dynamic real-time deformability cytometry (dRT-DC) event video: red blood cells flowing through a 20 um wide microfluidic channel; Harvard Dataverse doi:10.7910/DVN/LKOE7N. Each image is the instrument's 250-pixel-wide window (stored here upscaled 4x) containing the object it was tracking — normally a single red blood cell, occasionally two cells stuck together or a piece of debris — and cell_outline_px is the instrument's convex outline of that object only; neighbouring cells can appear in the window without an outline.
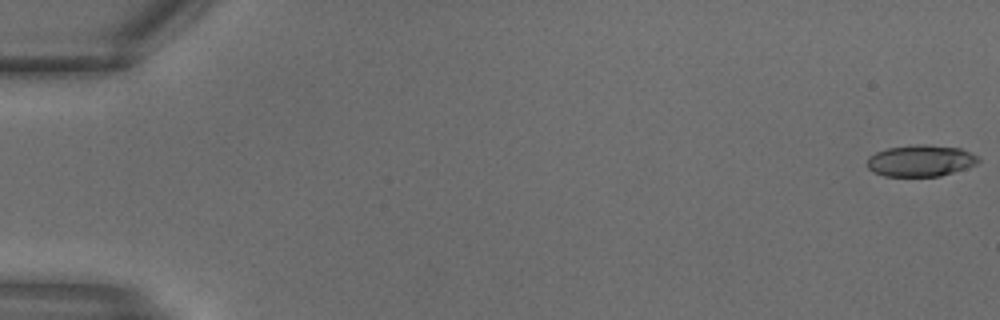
{"species": "common noctule bat (a hibernating species)", "species_latin": "Nyctalus noctula", "temperature_condition": "warm", "stored_images_in_passage": 12, "camera_frame_rate_fps": 3000, "um_per_image_px": 0.085, "animal": {"sex": "male", "body_mass_g": 18.8}, "frame": {"image": 1, "passage_image": 1, "time_ms": 0.0, "image_size_px": [1000, 320], "cell_outline_px": [[980, 160], [976, 164], [940, 176], [884, 176], [872, 172], [868, 168], [868, 156], [876, 152], [888, 148], [916, 144], [924, 144], [960, 148], [976, 156]], "centroid_in_image_um": [78.21, 13.66], "position_along_channel_um": 6.8, "area_um2": 20.23}}
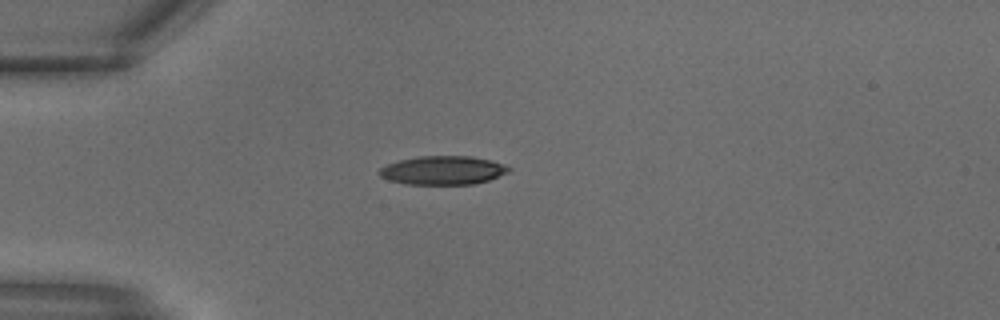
{"frame": {"image": 2, "passage_image": 9, "time_ms": 2.667, "image_size_px": [1000, 320], "cell_outline_px": [[512, 168], [508, 172], [488, 180], [476, 184], [404, 184], [388, 180], [380, 176], [376, 172], [380, 168], [388, 164], [400, 160], [416, 156], [472, 156], [492, 160], [504, 164]], "centroid_in_image_um": [37.64, 14.47], "position_along_channel_um": 47.4, "area_um2": 21.79}}
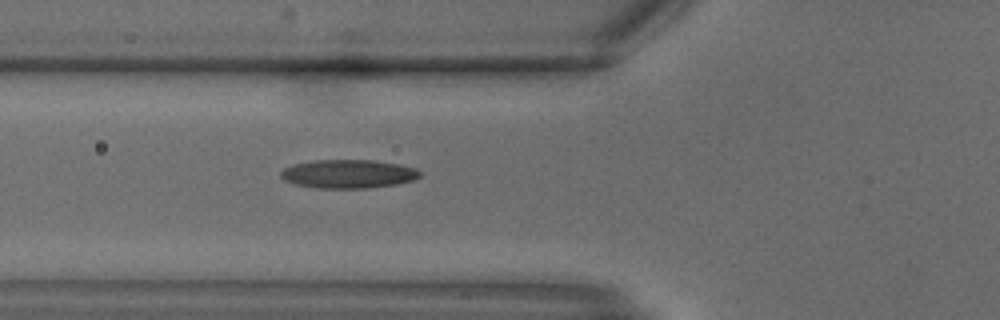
{"frame": {"image": 3, "passage_image": 12, "time_ms": 3.667, "image_size_px": [1000, 320], "cell_outline_px": [[420, 176], [416, 180], [396, 184], [368, 188], [316, 188], [296, 184], [284, 180], [280, 176], [280, 172], [284, 168], [292, 164], [316, 160], [372, 160], [400, 164], [416, 168], [420, 172]], "centroid_in_image_um": [29.61, 14.78], "position_along_channel_um": 96.2, "area_um2": 23.29}}